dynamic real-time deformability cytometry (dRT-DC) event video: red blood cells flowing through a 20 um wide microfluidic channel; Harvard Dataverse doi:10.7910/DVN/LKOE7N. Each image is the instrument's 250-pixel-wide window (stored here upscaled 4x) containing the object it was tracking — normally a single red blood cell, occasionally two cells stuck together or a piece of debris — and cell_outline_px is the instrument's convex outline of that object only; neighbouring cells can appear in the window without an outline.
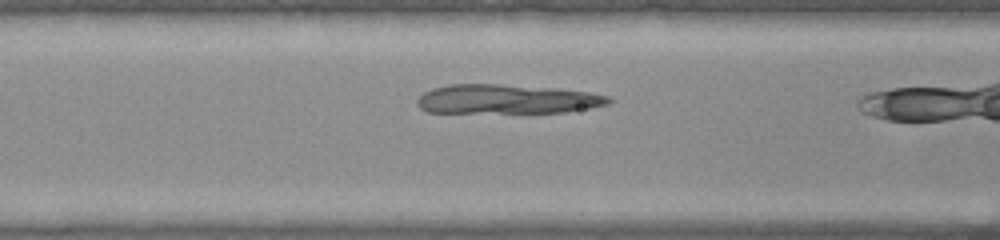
{"species": "common noctule bat (a hibernating species)", "species_latin": "Nyctalus noctula", "temperature_condition": "warm", "stored_images_in_passage": 23, "camera_frame_rate_fps": 3000, "um_per_image_px": 0.085, "animal": {"sex": "female", "body_mass_g": 22.0, "forearm_length_mm": 56.7}, "frame": {"image": 1, "passage_image": 5, "time_ms": 1.333, "image_size_px": [1000, 240], "cell_outline_px": [[612, 100], [608, 104], [588, 108], [564, 112], [428, 112], [420, 108], [416, 104], [416, 100], [424, 92], [432, 88], [448, 84], [496, 84], [556, 88], [588, 92], [608, 96]], "centroid_in_image_um": [43.04, 8.42], "position_along_channel_um": 123.6, "area_um2": 32.48}}
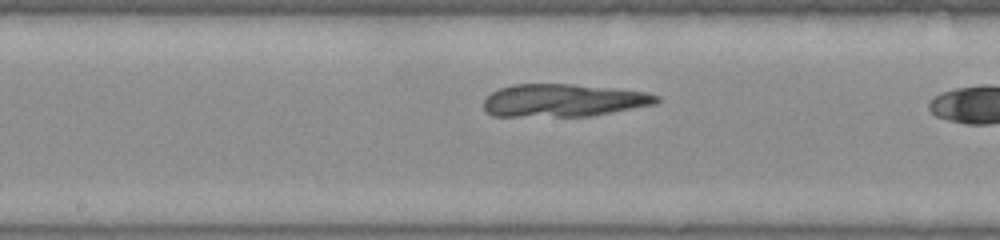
{"frame": {"image": 2, "passage_image": 11, "time_ms": 3.333, "image_size_px": [1000, 240], "cell_outline_px": [[660, 100], [656, 104], [592, 116], [492, 116], [484, 108], [484, 100], [492, 92], [500, 88], [512, 84], [572, 84], [612, 88], [644, 92], [660, 96]], "centroid_in_image_um": [47.9, 8.53], "position_along_channel_um": 200.3, "area_um2": 32.95}}
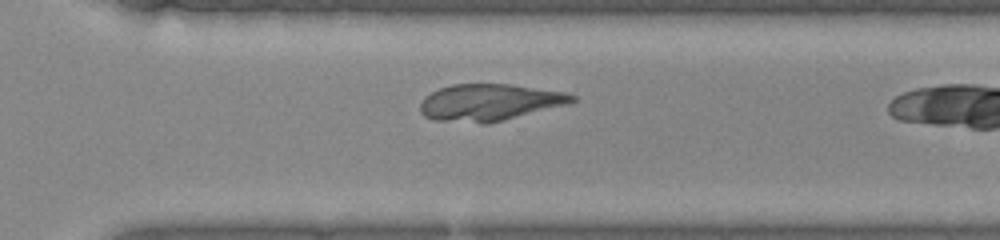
{"frame": {"image": 3, "passage_image": 21, "time_ms": 6.667, "image_size_px": [1000, 240], "cell_outline_px": [[576, 100], [568, 104], [488, 124], [484, 124], [432, 120], [424, 116], [420, 112], [420, 104], [424, 96], [440, 88], [452, 84], [512, 84], [564, 92], [576, 96]], "centroid_in_image_um": [41.57, 8.71], "position_along_channel_um": 329.0, "area_um2": 32.71}}